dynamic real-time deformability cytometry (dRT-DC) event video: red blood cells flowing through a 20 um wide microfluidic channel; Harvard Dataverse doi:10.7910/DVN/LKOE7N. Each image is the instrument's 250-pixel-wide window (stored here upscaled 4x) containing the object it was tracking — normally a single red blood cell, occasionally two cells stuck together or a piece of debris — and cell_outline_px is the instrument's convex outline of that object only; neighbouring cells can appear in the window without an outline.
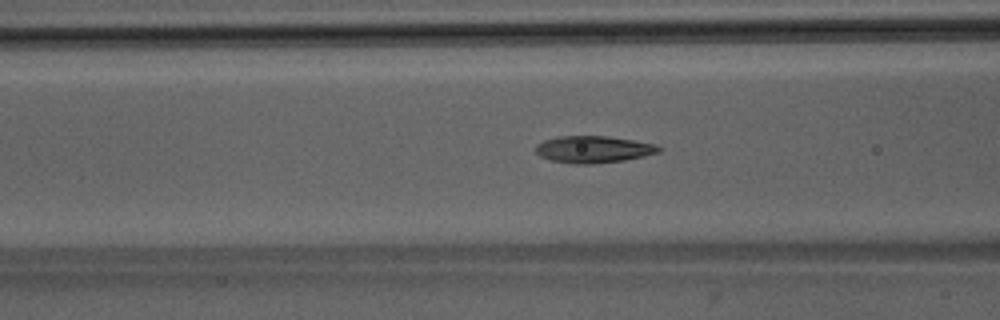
{"species": "Egyptian fruit bat (a non-hibernating species)", "species_latin": "Rousettus aegyptiacus", "temperature_condition": "room temperature", "stored_images_in_passage": 41, "camera_frame_rate_fps": 3000, "um_per_image_px": 0.085, "animal": {"sex": "male"}, "frame": {"image": 1, "passage_image": 10, "time_ms": 3.0, "image_size_px": [1000, 320], "cell_outline_px": [[664, 148], [660, 152], [644, 156], [624, 160], [592, 164], [576, 164], [552, 160], [540, 156], [536, 152], [536, 144], [544, 140], [560, 136], [608, 136], [656, 144]], "centroid_in_image_um": [50.47, 12.69], "position_along_channel_um": 116.1, "area_um2": 19.31}}
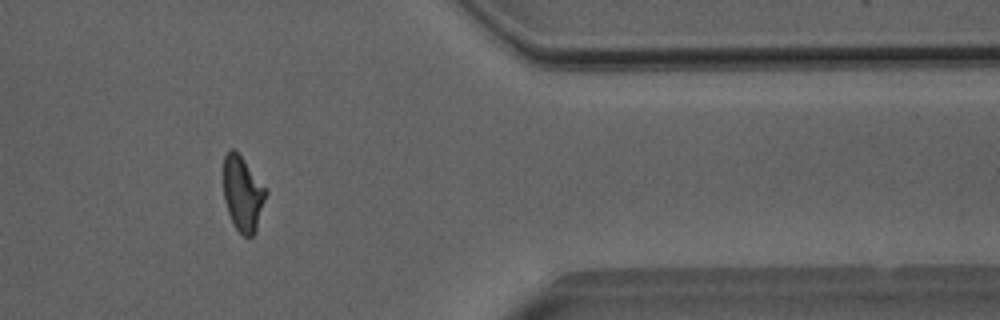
{"frame": {"image": 2, "passage_image": 32, "time_ms": 10.333, "image_size_px": [1000, 320], "cell_outline_px": [[268, 192], [256, 228], [252, 236], [244, 236], [236, 228], [228, 212], [224, 200], [224, 156], [232, 148], [240, 156], [268, 188]], "centroid_in_image_um": [20.65, 16.45], "position_along_channel_um": 390.7, "area_um2": 18.26}}
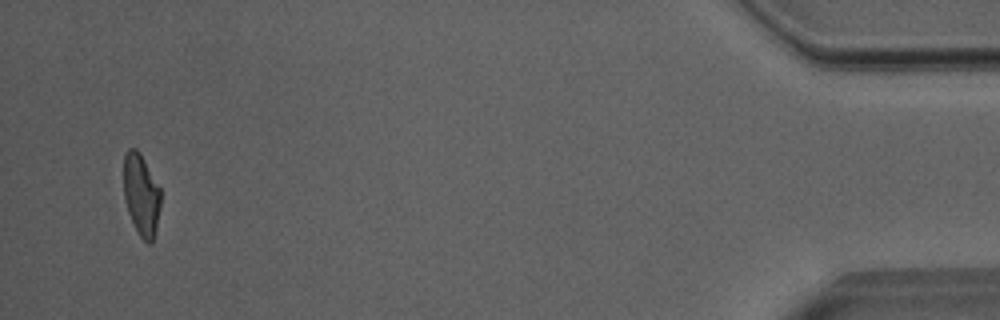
{"frame": {"image": 3, "passage_image": 39, "time_ms": 12.667, "image_size_px": [1000, 320], "cell_outline_px": [[160, 208], [156, 228], [152, 240], [148, 244], [140, 236], [128, 212], [124, 196], [124, 156], [128, 148], [136, 148], [140, 152], [160, 188]], "centroid_in_image_um": [12.0, 16.52], "position_along_channel_um": 423.2, "area_um2": 17.4}, "authors_computed_cell_mechanics": {"area_um2": 18.6694, "velocity_mm_per_s": 4.0229, "shape_relaxation_time_tau1_ms": 4.1548, "shape_relaxation_time_tau2_ms": 1.847, "deformation_change_tau1": 0.188, "deformation_change_tau2": 0.1013}}